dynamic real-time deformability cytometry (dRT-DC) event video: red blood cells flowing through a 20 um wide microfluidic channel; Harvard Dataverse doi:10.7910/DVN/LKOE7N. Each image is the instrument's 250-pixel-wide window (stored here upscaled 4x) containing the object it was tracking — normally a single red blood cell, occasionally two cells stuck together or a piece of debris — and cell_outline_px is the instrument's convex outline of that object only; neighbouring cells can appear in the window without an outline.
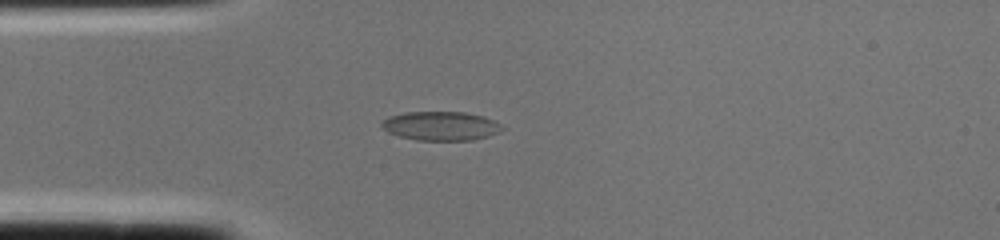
{"species": "common noctule bat (a hibernating species)", "species_latin": "Nyctalus noctula", "temperature_condition": "cold", "stored_images_in_passage": 1, "camera_frame_rate_fps": 3000, "um_per_image_px": 0.085, "animal": {"sex": "female", "body_mass_g": 22.0, "forearm_length_mm": 56.7}, "frame": {"image": 1, "passage_image": 1, "time_ms": 0.0, "image_size_px": [1000, 240], "cell_outline_px": [[504, 128], [500, 132], [488, 136], [472, 140], [416, 140], [400, 136], [388, 132], [380, 124], [388, 116], [404, 112], [464, 112], [484, 116], [500, 124]], "centroid_in_image_um": [37.47, 10.7], "position_along_channel_um": 47.5, "area_um2": 20.29}}